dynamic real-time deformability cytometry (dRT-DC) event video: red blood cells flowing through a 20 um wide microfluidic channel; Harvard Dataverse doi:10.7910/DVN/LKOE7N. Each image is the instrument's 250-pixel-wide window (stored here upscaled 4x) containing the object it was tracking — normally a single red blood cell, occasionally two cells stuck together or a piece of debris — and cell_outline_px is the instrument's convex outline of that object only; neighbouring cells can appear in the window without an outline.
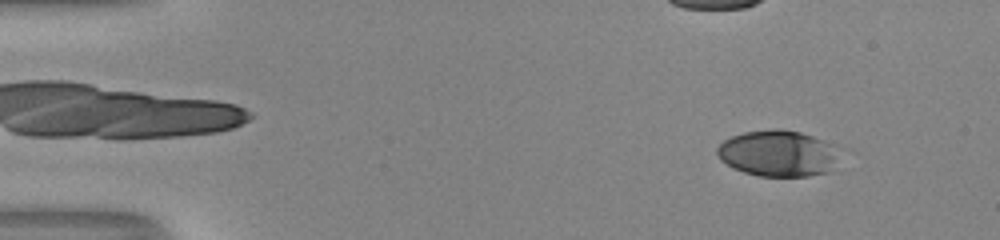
{"species": "human", "species_latin": "Homo sapiens", "temperature_condition": "room temperature", "stored_images_in_passage": 50, "camera_frame_rate_fps": 3000, "um_per_image_px": 0.085, "donor": {"sex": "male"}, "frame": {"image": 1, "passage_image": 5, "time_ms": 1.333, "image_size_px": [1000, 240], "cell_outline_px": [[840, 148], [832, 172], [808, 176], [760, 176], [744, 172], [732, 168], [720, 160], [716, 152], [716, 148], [724, 140], [732, 136], [744, 132], [772, 128], [780, 128], [800, 132], [824, 140]], "centroid_in_image_um": [66.14, 13.03], "position_along_channel_um": 18.9, "area_um2": 33.41}}
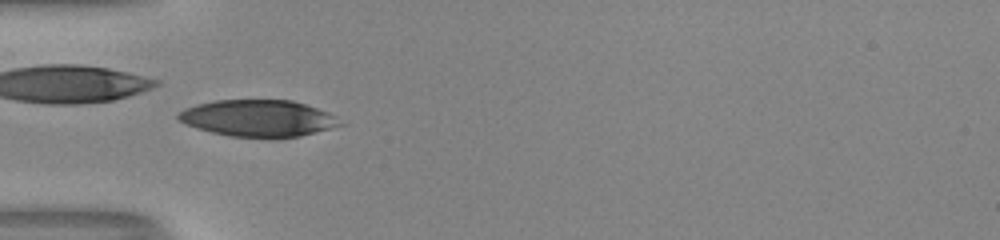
{"frame": {"image": 2, "passage_image": 17, "time_ms": 5.333, "image_size_px": [1000, 240], "cell_outline_px": [[348, 124], [300, 136], [268, 140], [232, 136], [212, 132], [196, 128], [184, 124], [176, 116], [184, 108], [196, 104], [216, 100], [292, 100], [328, 112], [336, 116]], "centroid_in_image_um": [21.99, 10.08], "position_along_channel_um": 63.0, "area_um2": 35.26}}
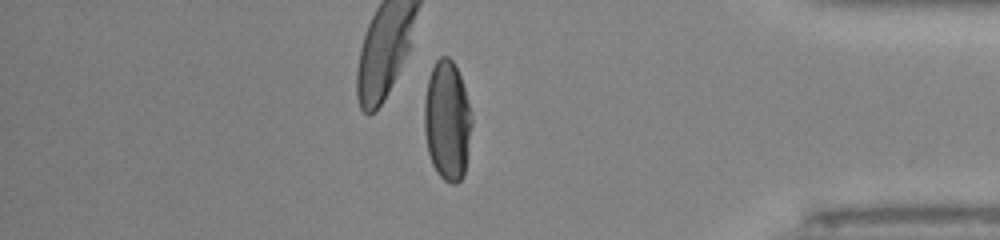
{"frame": {"image": 3, "passage_image": 44, "time_ms": 14.333, "image_size_px": [1000, 240], "cell_outline_px": [[472, 124], [464, 176], [456, 184], [452, 184], [444, 180], [436, 172], [432, 164], [428, 152], [424, 132], [424, 100], [428, 76], [436, 60], [440, 56], [448, 56], [452, 60], [460, 76], [464, 88], [472, 120]], "centroid_in_image_um": [37.99, 10.27], "position_along_channel_um": 397.2, "area_um2": 33.23}, "authors_computed_cell_mechanics": {"area_um2": 34.969, "velocity_mm_per_s": 4.0575, "shape_relaxation_time_tau1_ms": 5.2197, "shape_relaxation_time_tau2_ms": null, "deformation_change_tau1": 0.2418, "deformation_change_tau2": null}}